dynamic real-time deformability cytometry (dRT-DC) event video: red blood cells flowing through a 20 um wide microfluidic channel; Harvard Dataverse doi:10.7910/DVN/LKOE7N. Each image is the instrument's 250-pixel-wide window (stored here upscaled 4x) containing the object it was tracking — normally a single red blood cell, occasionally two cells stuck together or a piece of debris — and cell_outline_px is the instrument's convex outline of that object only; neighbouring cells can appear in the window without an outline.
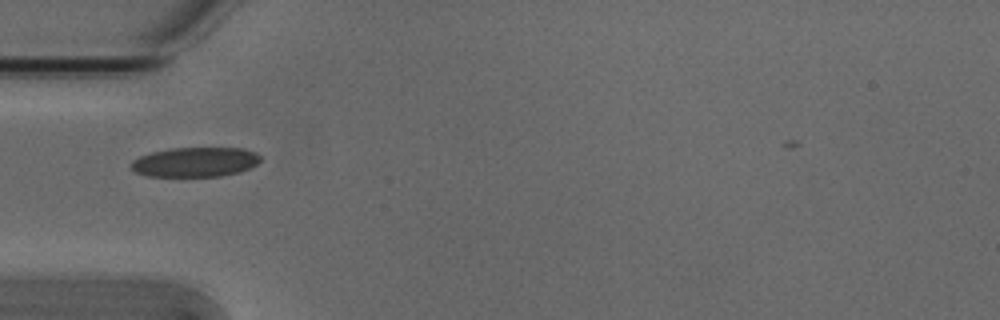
{"species": "Egyptian fruit bat (a non-hibernating species)", "species_latin": "Rousettus aegyptiacus", "temperature_condition": "cold", "stored_images_in_passage": 7, "camera_frame_rate_fps": 3000, "um_per_image_px": 0.085, "animal": {"sex": "male"}, "frame": {"image": 1, "passage_image": 1, "time_ms": 0.0, "image_size_px": [1000, 320], "cell_outline_px": [[260, 160], [252, 168], [240, 172], [220, 176], [148, 176], [136, 172], [132, 168], [132, 160], [140, 156], [152, 152], [172, 148], [244, 148], [256, 152], [260, 156]], "centroid_in_image_um": [16.63, 13.77], "position_along_channel_um": 68.4, "area_um2": 22.31}}
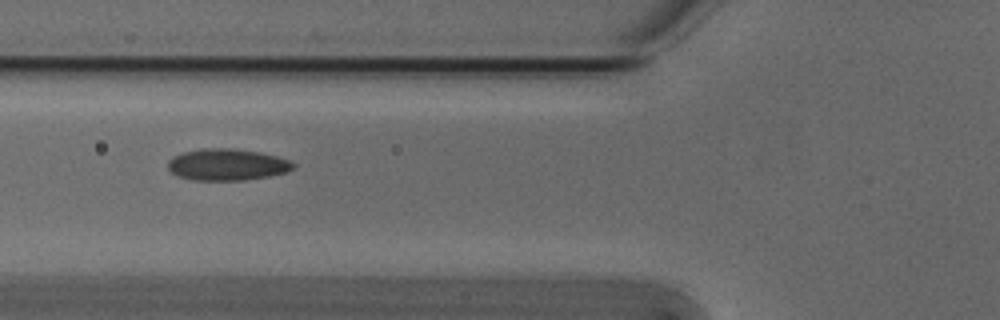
{"frame": {"image": 2, "passage_image": 4, "time_ms": 1.0, "image_size_px": [1000, 320], "cell_outline_px": [[296, 168], [288, 172], [268, 176], [244, 180], [192, 180], [180, 176], [172, 172], [168, 168], [168, 160], [172, 156], [184, 152], [204, 148], [232, 148], [260, 152], [276, 156], [288, 160], [296, 164]], "centroid_in_image_um": [19.33, 13.99], "position_along_channel_um": 106.5, "area_um2": 23.12}}